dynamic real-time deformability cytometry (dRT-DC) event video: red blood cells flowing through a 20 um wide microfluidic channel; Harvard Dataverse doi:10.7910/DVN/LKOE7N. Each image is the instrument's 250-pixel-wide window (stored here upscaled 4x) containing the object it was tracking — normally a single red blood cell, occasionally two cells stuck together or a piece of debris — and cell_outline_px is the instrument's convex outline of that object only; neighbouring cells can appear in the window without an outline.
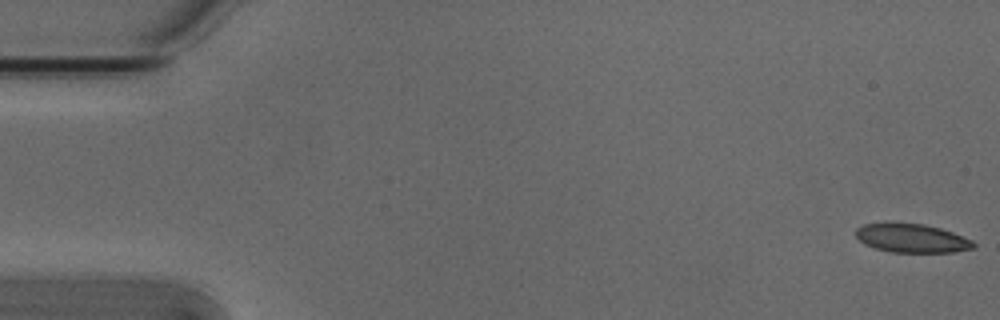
{"species": "Egyptian fruit bat (a non-hibernating species)", "species_latin": "Rousettus aegyptiacus", "temperature_condition": "cold", "stored_images_in_passage": 6, "camera_frame_rate_fps": 3000, "um_per_image_px": 0.085, "animal": {"sex": "male"}, "frame": {"image": 1, "passage_image": 1, "time_ms": 0.0, "image_size_px": [1000, 320], "cell_outline_px": [[976, 248], [952, 252], [888, 252], [864, 244], [856, 236], [856, 228], [864, 224], [924, 224], [940, 228], [952, 232], [972, 240], [976, 244]], "centroid_in_image_um": [77.54, 20.27], "position_along_channel_um": 7.5, "area_um2": 19.42}}